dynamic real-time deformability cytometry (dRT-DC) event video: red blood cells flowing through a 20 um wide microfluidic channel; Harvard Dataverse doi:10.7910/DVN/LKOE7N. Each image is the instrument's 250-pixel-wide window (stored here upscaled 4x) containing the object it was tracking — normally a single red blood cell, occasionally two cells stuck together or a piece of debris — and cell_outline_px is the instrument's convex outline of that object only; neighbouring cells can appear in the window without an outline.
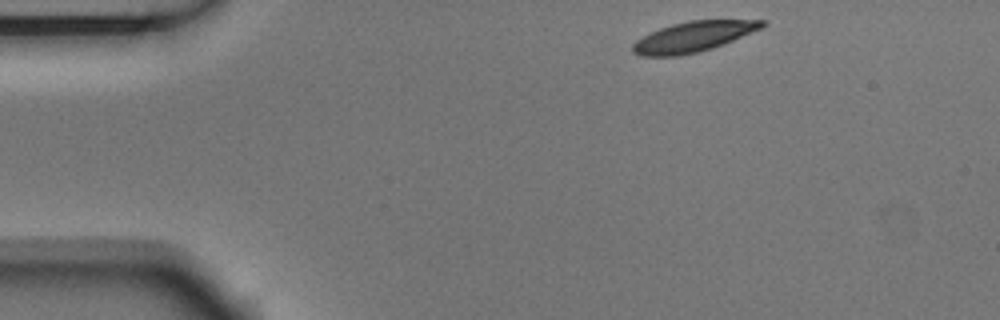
{"species": "Egyptian fruit bat (a non-hibernating species)", "species_latin": "Rousettus aegyptiacus", "temperature_condition": "room temperature", "stored_images_in_passage": 3, "camera_frame_rate_fps": 3000, "um_per_image_px": 0.085, "animal": {"sex": "male"}, "frame": {"image": 1, "passage_image": 1, "time_ms": 0.0, "image_size_px": [1000, 320], "cell_outline_px": [[768, 24], [760, 28], [724, 44], [700, 52], [676, 56], [640, 56], [632, 52], [632, 44], [636, 40], [660, 28], [672, 24], [688, 20], [768, 20]], "centroid_in_image_um": [58.92, 3.12], "position_along_channel_um": 26.1, "area_um2": 22.77}}